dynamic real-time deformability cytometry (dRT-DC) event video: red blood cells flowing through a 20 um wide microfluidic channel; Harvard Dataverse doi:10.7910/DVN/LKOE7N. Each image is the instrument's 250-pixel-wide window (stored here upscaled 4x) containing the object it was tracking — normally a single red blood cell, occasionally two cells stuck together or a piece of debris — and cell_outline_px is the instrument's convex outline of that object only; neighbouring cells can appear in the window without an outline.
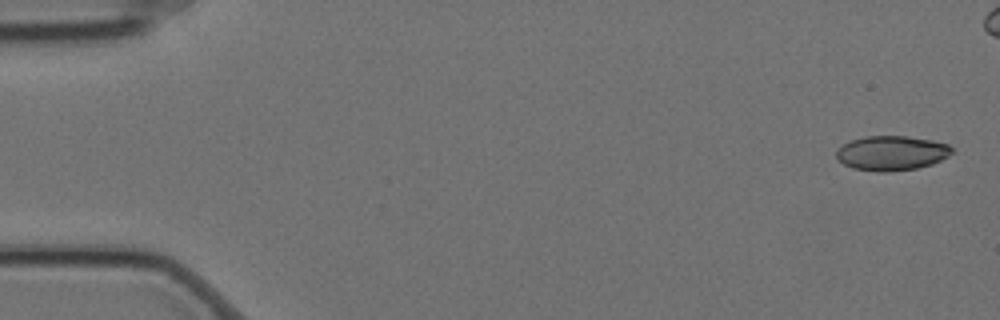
{"species": "Egyptian fruit bat (a non-hibernating species)", "species_latin": "Rousettus aegyptiacus", "temperature_condition": "cold", "stored_images_in_passage": 7, "camera_frame_rate_fps": 3000, "um_per_image_px": 0.085, "animal": {"sex": "female"}, "frame": {"image": 1, "passage_image": 1, "time_ms": 0.0, "image_size_px": [1000, 320], "cell_outline_px": [[952, 152], [948, 156], [932, 164], [916, 168], [884, 172], [880, 172], [852, 168], [844, 164], [836, 156], [836, 148], [852, 140], [864, 136], [908, 136], [932, 140], [948, 144], [952, 148]], "centroid_in_image_um": [75.77, 13.0], "position_along_channel_um": 9.2, "area_um2": 23.24}}
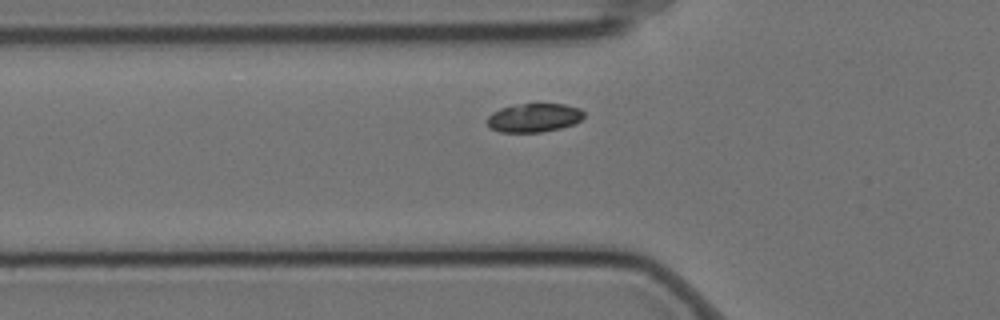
{"frame": {"image": 2, "passage_image": 7, "time_ms": 2.0, "image_size_px": [1000, 320], "cell_outline_px": [[584, 116], [580, 120], [572, 124], [560, 128], [540, 132], [500, 132], [492, 128], [488, 124], [488, 116], [492, 112], [500, 108], [520, 104], [564, 104], [580, 108], [584, 112]], "centroid_in_image_um": [45.39, 10.0], "position_along_channel_um": 80.4, "area_um2": 16.01}}